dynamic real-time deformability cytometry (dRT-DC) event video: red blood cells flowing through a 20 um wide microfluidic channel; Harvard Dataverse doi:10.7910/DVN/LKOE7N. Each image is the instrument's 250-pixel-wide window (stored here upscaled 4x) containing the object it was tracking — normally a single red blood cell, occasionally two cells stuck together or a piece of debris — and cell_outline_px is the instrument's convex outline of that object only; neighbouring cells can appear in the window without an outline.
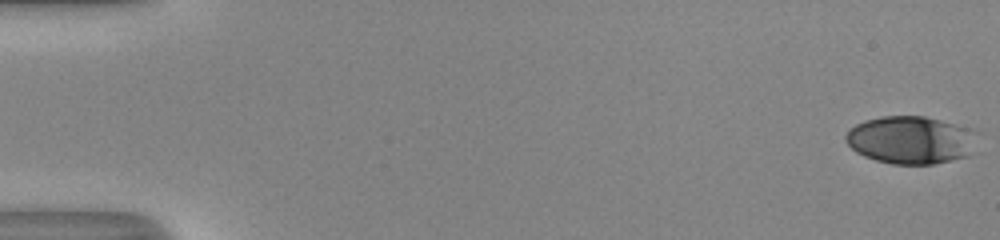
{"species": "human", "species_latin": "Homo sapiens", "temperature_condition": "room temperature", "stored_images_in_passage": 53, "camera_frame_rate_fps": 3000, "um_per_image_px": 0.085, "donor": {"sex": "male"}, "frame": {"image": 1, "passage_image": 1, "time_ms": 0.0, "image_size_px": [1000, 240], "cell_outline_px": [[968, 156], [932, 164], [892, 164], [876, 160], [864, 156], [856, 152], [844, 140], [844, 136], [856, 124], [864, 120], [880, 116], [924, 116], [940, 120], [968, 128]], "centroid_in_image_um": [77.23, 11.89], "position_along_channel_um": 7.8, "area_um2": 35.43}}
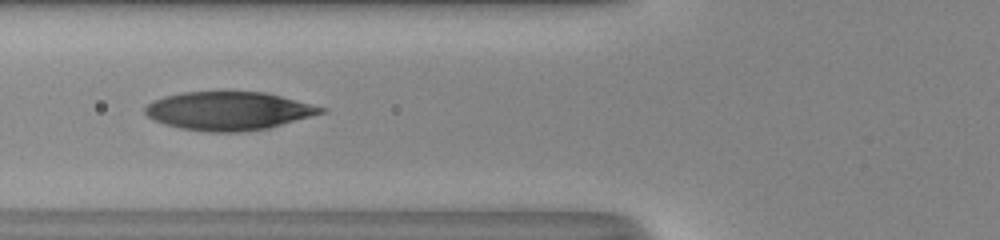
{"frame": {"image": 2, "passage_image": 22, "time_ms": 7.0, "image_size_px": [1000, 240], "cell_outline_px": [[328, 112], [268, 128], [244, 132], [208, 132], [180, 128], [164, 124], [148, 116], [144, 112], [144, 108], [152, 100], [164, 96], [180, 92], [264, 92], [328, 108]], "centroid_in_image_um": [19.44, 9.43], "position_along_channel_um": 106.4, "area_um2": 39.48}}
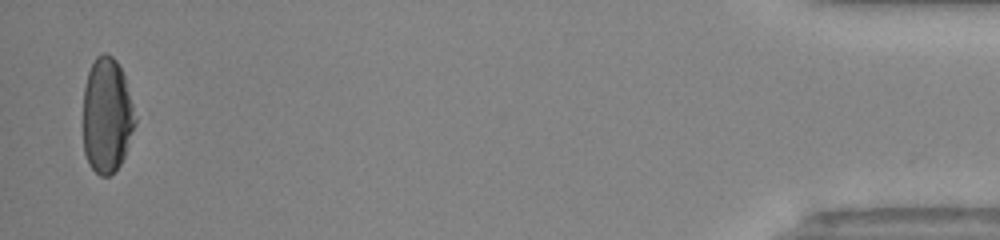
{"frame": {"image": 3, "passage_image": 52, "time_ms": 17.0, "image_size_px": [1000, 240], "cell_outline_px": [[136, 124], [124, 156], [120, 164], [108, 176], [100, 176], [88, 164], [84, 152], [84, 88], [88, 72], [96, 56], [104, 52], [112, 56], [116, 60], [124, 76], [132, 104], [136, 120]], "centroid_in_image_um": [9.08, 9.82], "position_along_channel_um": 426.1, "area_um2": 34.68}, "authors_computed_cell_mechanics": {"area_um2": 38.9572, "velocity_mm_per_s": 4.0681, "shape_relaxation_time_tau1_ms": 7.629, "shape_relaxation_time_tau2_ms": 1.621, "deformation_change_tau1": 0.2566, "deformation_change_tau2": 0.0683}}